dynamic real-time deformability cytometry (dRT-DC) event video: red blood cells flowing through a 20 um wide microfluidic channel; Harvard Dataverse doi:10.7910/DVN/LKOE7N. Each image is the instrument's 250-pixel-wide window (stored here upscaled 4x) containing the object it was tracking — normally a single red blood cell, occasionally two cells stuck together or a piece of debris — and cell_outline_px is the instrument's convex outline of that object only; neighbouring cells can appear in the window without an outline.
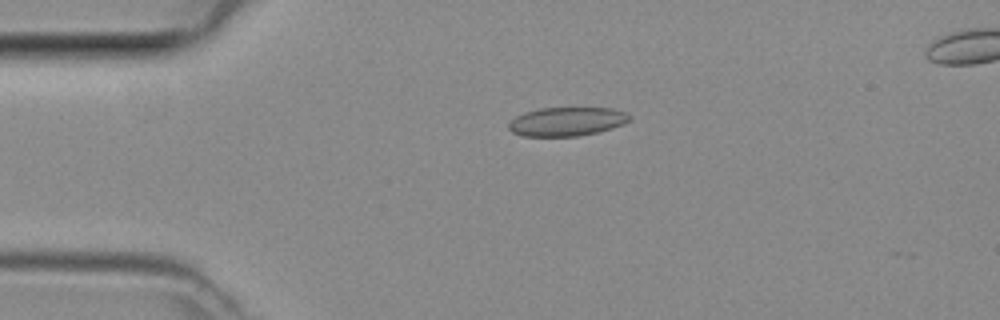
{"species": "common noctule bat (a hibernating species)", "species_latin": "Nyctalus noctula", "temperature_condition": "room temperature", "stored_images_in_passage": 11, "camera_frame_rate_fps": 3000, "um_per_image_px": 0.085, "animal": {"sex": "female", "body_mass_g": 29.2, "forearm_length_mm": 56.3}, "frame": {"image": 1, "passage_image": 1, "time_ms": 0.0, "image_size_px": [1000, 320], "cell_outline_px": [[628, 120], [624, 124], [612, 128], [580, 136], [520, 136], [512, 132], [508, 128], [508, 124], [516, 116], [524, 112], [540, 108], [612, 108], [624, 112], [628, 116]], "centroid_in_image_um": [48.13, 10.34], "position_along_channel_um": 36.9, "area_um2": 20.17}}
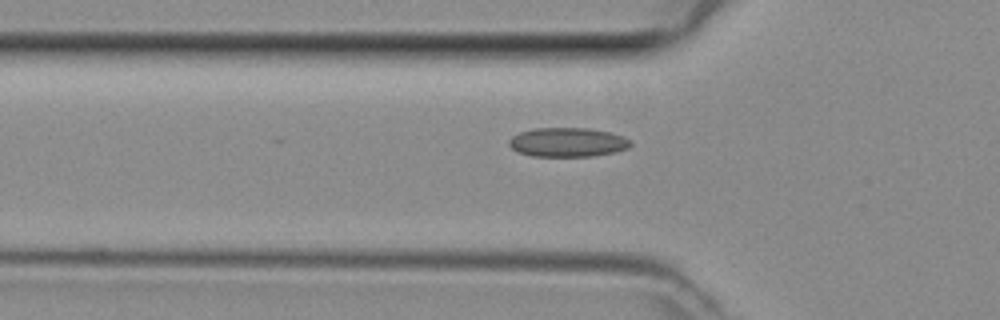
{"frame": {"image": 2, "passage_image": 6, "time_ms": 1.667, "image_size_px": [1000, 320], "cell_outline_px": [[632, 144], [628, 148], [616, 152], [592, 156], [532, 156], [520, 152], [512, 148], [508, 144], [508, 140], [512, 136], [520, 132], [532, 128], [588, 128], [608, 132], [624, 136], [632, 140]], "centroid_in_image_um": [48.27, 12.09], "position_along_channel_um": 77.5, "area_um2": 20.75}}
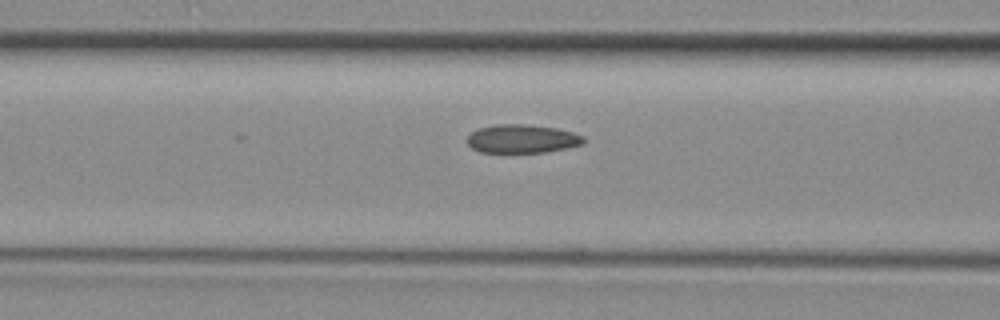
{"frame": {"image": 3, "passage_image": 9, "time_ms": 2.667, "image_size_px": [1000, 320], "cell_outline_px": [[584, 144], [544, 152], [480, 152], [472, 148], [468, 144], [468, 136], [472, 132], [480, 128], [496, 124], [524, 124], [556, 128], [572, 132], [584, 136]], "centroid_in_image_um": [44.38, 11.79], "position_along_channel_um": 122.2, "area_um2": 19.13}}